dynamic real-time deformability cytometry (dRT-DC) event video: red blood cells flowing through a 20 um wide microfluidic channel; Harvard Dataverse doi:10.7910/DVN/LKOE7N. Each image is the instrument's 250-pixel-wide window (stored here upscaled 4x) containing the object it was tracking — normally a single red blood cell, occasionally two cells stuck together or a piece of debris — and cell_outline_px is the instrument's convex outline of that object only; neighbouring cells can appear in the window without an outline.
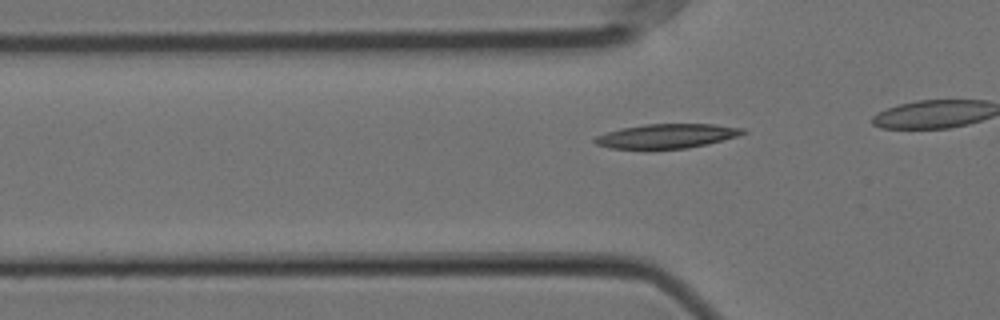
{"species": "Egyptian fruit bat (a non-hibernating species)", "species_latin": "Rousettus aegyptiacus", "temperature_condition": "cold", "stored_images_in_passage": 28, "camera_frame_rate_fps": 3000, "um_per_image_px": 0.085, "animal": {"sex": "female"}, "frame": {"image": 1, "passage_image": 2, "time_ms": 0.333, "image_size_px": [1000, 320], "cell_outline_px": [[748, 132], [736, 136], [688, 148], [652, 152], [608, 148], [596, 144], [592, 140], [596, 136], [620, 128], [644, 124], [712, 124], [744, 128]], "centroid_in_image_um": [56.57, 11.61], "position_along_channel_um": 69.2, "area_um2": 21.79}}
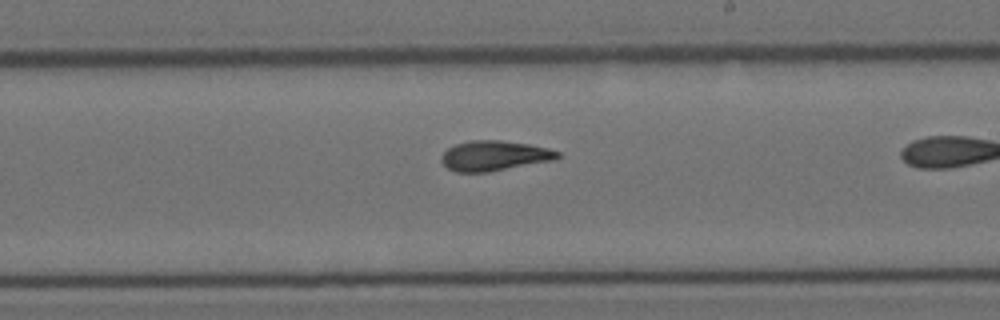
{"frame": {"image": 2, "passage_image": 17, "time_ms": 5.333, "image_size_px": [1000, 320], "cell_outline_px": [[560, 156], [552, 160], [488, 172], [456, 172], [448, 168], [440, 160], [440, 156], [448, 148], [456, 144], [472, 140], [500, 140], [528, 144], [548, 148], [560, 152]], "centroid_in_image_um": [41.98, 13.23], "position_along_channel_um": 247.0, "area_um2": 20.17}}
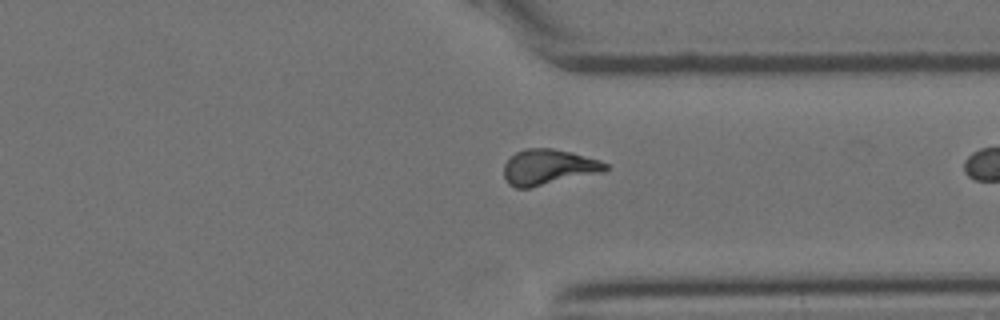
{"frame": {"image": 3, "passage_image": 27, "time_ms": 8.667, "image_size_px": [1000, 320], "cell_outline_px": [[608, 168], [604, 172], [528, 188], [516, 188], [508, 184], [504, 176], [504, 164], [516, 152], [524, 148], [552, 148], [572, 152], [600, 160], [608, 164]], "centroid_in_image_um": [46.63, 14.2], "position_along_channel_um": 364.8, "area_um2": 21.1}}